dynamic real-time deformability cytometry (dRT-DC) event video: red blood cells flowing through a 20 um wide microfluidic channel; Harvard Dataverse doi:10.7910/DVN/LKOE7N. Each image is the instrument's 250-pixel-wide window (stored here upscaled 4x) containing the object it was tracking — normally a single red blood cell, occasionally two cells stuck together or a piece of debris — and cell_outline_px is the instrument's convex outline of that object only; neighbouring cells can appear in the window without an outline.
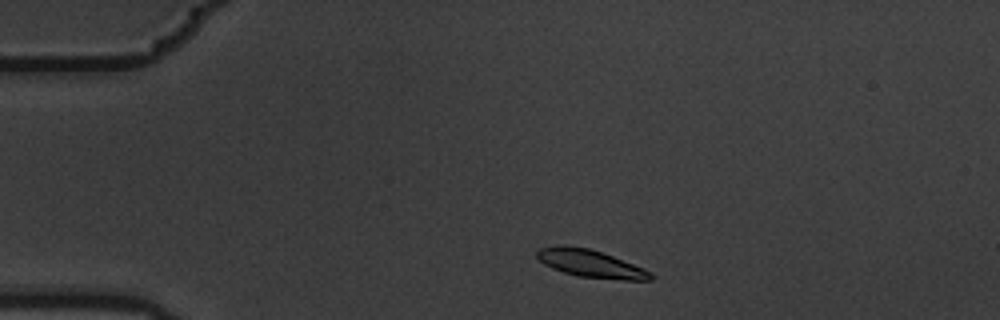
{"species": "common noctule bat (a hibernating species)", "species_latin": "Nyctalus noctula", "temperature_condition": "warm", "stored_images_in_passage": 3, "camera_frame_rate_fps": 3000, "um_per_image_px": 0.085, "animal": {"sex": "male", "body_mass_g": 19.5, "forearm_length_mm": 54.6}, "frame": {"image": 1, "passage_image": 1, "time_ms": 0.0, "image_size_px": [1000, 320], "cell_outline_px": [[652, 280], [624, 280], [580, 276], [564, 272], [552, 268], [544, 264], [536, 256], [536, 252], [540, 248], [560, 244], [564, 244], [588, 248], [612, 256], [644, 268], [652, 272]], "centroid_in_image_um": [50.18, 22.39], "position_along_channel_um": 34.8, "area_um2": 18.15}}